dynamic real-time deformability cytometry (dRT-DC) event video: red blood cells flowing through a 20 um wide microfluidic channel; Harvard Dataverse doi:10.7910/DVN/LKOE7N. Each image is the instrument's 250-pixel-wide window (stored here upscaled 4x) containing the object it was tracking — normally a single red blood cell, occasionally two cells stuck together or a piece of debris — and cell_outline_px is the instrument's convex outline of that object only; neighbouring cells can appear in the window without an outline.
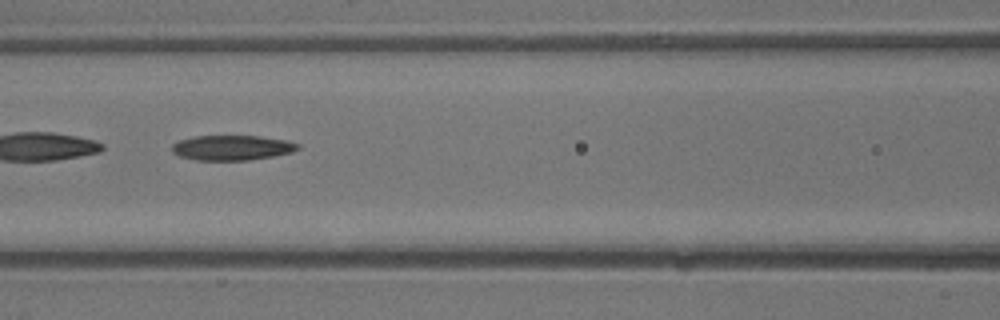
{"species": "common noctule bat (a hibernating species)", "species_latin": "Nyctalus noctula", "temperature_condition": "warm", "stored_images_in_passage": 31, "segment_of_instrument_passage": [2, 2], "camera_frame_rate_fps": 3000, "um_per_image_px": 0.085, "animal": {"sex": "male", "body_mass_g": 13.3}, "frame": {"image": 1, "passage_image": 14, "time_ms": 4.333, "image_size_px": [1000, 320], "cell_outline_px": [[300, 148], [292, 152], [272, 156], [248, 160], [196, 160], [180, 156], [172, 152], [172, 144], [180, 140], [196, 136], [260, 136], [288, 140], [300, 144]], "centroid_in_image_um": [19.75, 12.55], "position_along_channel_um": 146.9, "area_um2": 18.32}}
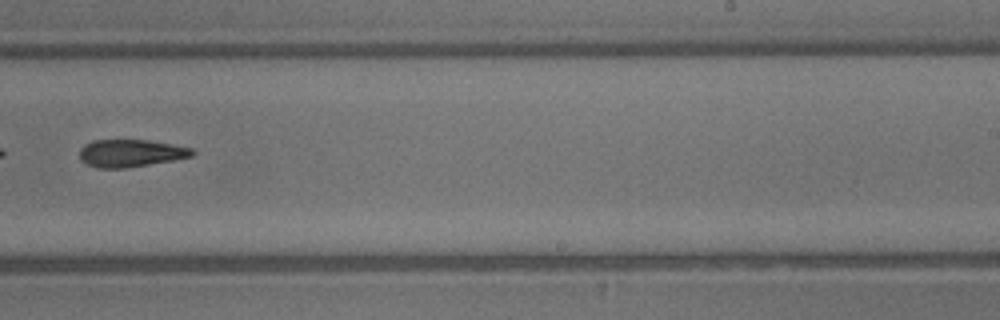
{"frame": {"image": 2, "passage_image": 20, "time_ms": 6.333, "image_size_px": [1000, 320], "cell_outline_px": [[196, 152], [192, 156], [176, 160], [124, 168], [96, 168], [80, 160], [80, 148], [84, 144], [92, 140], [148, 140], [172, 144], [192, 148]], "centroid_in_image_um": [11.11, 13.02], "position_along_channel_um": 277.9, "area_um2": 18.15}}
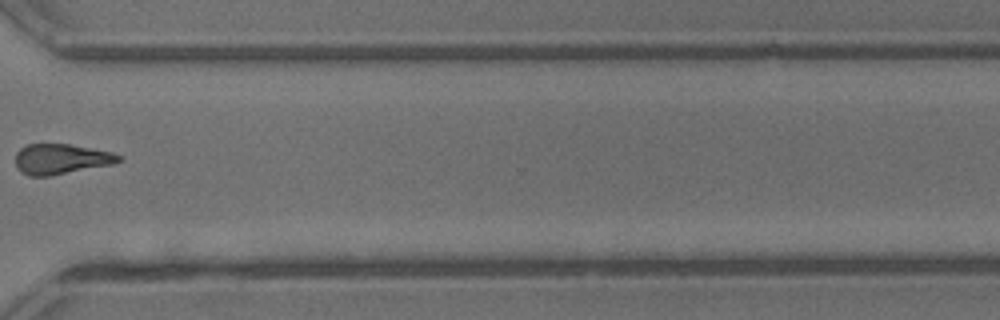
{"frame": {"image": 3, "passage_image": 24, "time_ms": 7.667, "image_size_px": [1000, 320], "cell_outline_px": [[124, 160], [112, 164], [48, 176], [28, 176], [20, 172], [16, 168], [16, 152], [20, 148], [28, 144], [68, 144], [112, 152], [124, 156]], "centroid_in_image_um": [5.19, 13.52], "position_along_channel_um": 365.4, "area_um2": 18.26}}